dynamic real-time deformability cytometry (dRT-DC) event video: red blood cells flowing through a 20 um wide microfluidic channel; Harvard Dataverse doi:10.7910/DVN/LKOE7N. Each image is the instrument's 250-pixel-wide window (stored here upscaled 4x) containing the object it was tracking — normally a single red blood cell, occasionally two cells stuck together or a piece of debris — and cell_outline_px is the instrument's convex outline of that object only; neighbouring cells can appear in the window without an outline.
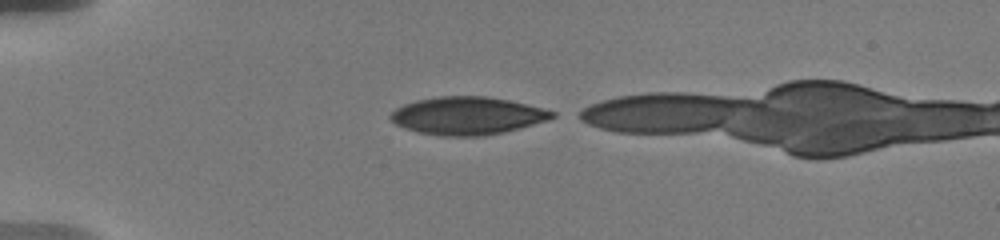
{"species": "human", "species_latin": "Homo sapiens", "temperature_condition": "warm", "stored_images_in_passage": 52, "camera_frame_rate_fps": 3000, "um_per_image_px": 0.085, "donor": {"sex": "male"}, "frame": {"image": 1, "passage_image": 1, "time_ms": 0.0, "image_size_px": [1000, 240], "cell_outline_px": [[556, 116], [548, 120], [504, 132], [484, 136], [440, 136], [420, 132], [404, 128], [396, 124], [388, 116], [396, 108], [404, 104], [416, 100], [440, 96], [484, 96], [508, 100], [528, 104], [544, 108], [556, 112]], "centroid_in_image_um": [39.74, 9.84], "position_along_channel_um": 45.3, "area_um2": 35.6}}
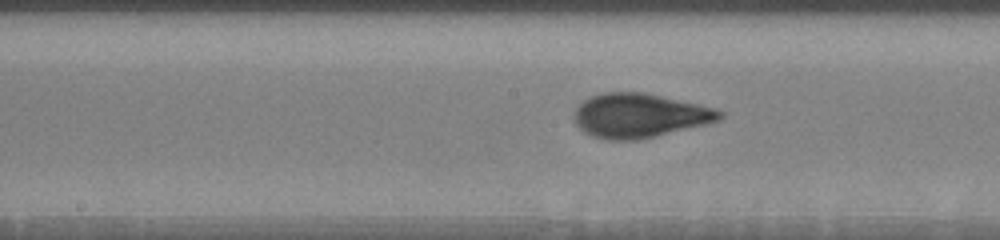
{"frame": {"image": 2, "passage_image": 28, "time_ms": 5.0, "image_size_px": [1000, 240], "cell_outline_px": [[724, 116], [720, 120], [640, 140], [608, 140], [592, 136], [584, 132], [576, 124], [576, 108], [584, 100], [592, 96], [604, 92], [644, 92], [716, 108], [724, 112]], "centroid_in_image_um": [54.38, 9.82], "position_along_channel_um": 193.8, "area_um2": 37.22}}
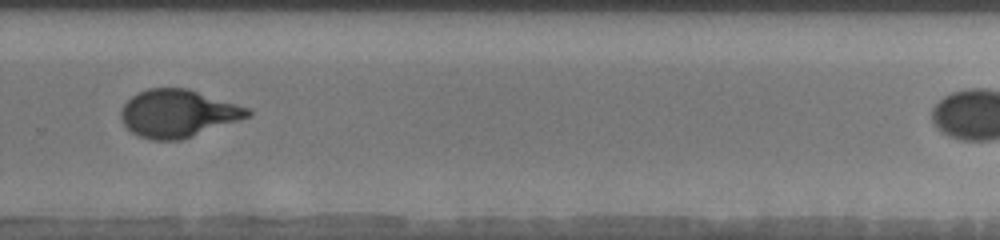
{"frame": {"image": 3, "passage_image": 46, "time_ms": 8.333, "image_size_px": [1000, 240], "cell_outline_px": [[252, 116], [180, 140], [152, 140], [140, 136], [132, 132], [124, 124], [120, 116], [120, 112], [124, 104], [132, 96], [148, 88], [188, 88], [248, 108], [252, 112]], "centroid_in_image_um": [15.12, 9.64], "position_along_channel_um": 314.7, "area_um2": 34.85}}